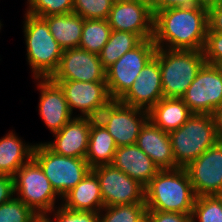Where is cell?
<instances>
[{
  "label": "cell",
  "mask_w": 222,
  "mask_h": 222,
  "mask_svg": "<svg viewBox=\"0 0 222 222\" xmlns=\"http://www.w3.org/2000/svg\"><path fill=\"white\" fill-rule=\"evenodd\" d=\"M208 30L207 6L168 8L154 14L157 48L203 51Z\"/></svg>",
  "instance_id": "1"
},
{
  "label": "cell",
  "mask_w": 222,
  "mask_h": 222,
  "mask_svg": "<svg viewBox=\"0 0 222 222\" xmlns=\"http://www.w3.org/2000/svg\"><path fill=\"white\" fill-rule=\"evenodd\" d=\"M196 195L185 168L160 170L145 187L147 210L192 215Z\"/></svg>",
  "instance_id": "2"
},
{
  "label": "cell",
  "mask_w": 222,
  "mask_h": 222,
  "mask_svg": "<svg viewBox=\"0 0 222 222\" xmlns=\"http://www.w3.org/2000/svg\"><path fill=\"white\" fill-rule=\"evenodd\" d=\"M24 15L23 33L32 77L51 78L59 66L63 49L50 33L47 22L42 17L27 12Z\"/></svg>",
  "instance_id": "3"
},
{
  "label": "cell",
  "mask_w": 222,
  "mask_h": 222,
  "mask_svg": "<svg viewBox=\"0 0 222 222\" xmlns=\"http://www.w3.org/2000/svg\"><path fill=\"white\" fill-rule=\"evenodd\" d=\"M165 98H182L205 63L203 51L157 48Z\"/></svg>",
  "instance_id": "4"
},
{
  "label": "cell",
  "mask_w": 222,
  "mask_h": 222,
  "mask_svg": "<svg viewBox=\"0 0 222 222\" xmlns=\"http://www.w3.org/2000/svg\"><path fill=\"white\" fill-rule=\"evenodd\" d=\"M168 134L179 168H185L219 141L212 114H192L180 128Z\"/></svg>",
  "instance_id": "5"
},
{
  "label": "cell",
  "mask_w": 222,
  "mask_h": 222,
  "mask_svg": "<svg viewBox=\"0 0 222 222\" xmlns=\"http://www.w3.org/2000/svg\"><path fill=\"white\" fill-rule=\"evenodd\" d=\"M13 180L16 197L37 215L50 213L58 199L62 200L33 157L14 174Z\"/></svg>",
  "instance_id": "6"
},
{
  "label": "cell",
  "mask_w": 222,
  "mask_h": 222,
  "mask_svg": "<svg viewBox=\"0 0 222 222\" xmlns=\"http://www.w3.org/2000/svg\"><path fill=\"white\" fill-rule=\"evenodd\" d=\"M33 158L39 163L52 188L61 198L91 170L86 159L57 154L44 142L35 143Z\"/></svg>",
  "instance_id": "7"
},
{
  "label": "cell",
  "mask_w": 222,
  "mask_h": 222,
  "mask_svg": "<svg viewBox=\"0 0 222 222\" xmlns=\"http://www.w3.org/2000/svg\"><path fill=\"white\" fill-rule=\"evenodd\" d=\"M156 50L153 39L143 40L106 69L107 89L112 100H119L129 90Z\"/></svg>",
  "instance_id": "8"
},
{
  "label": "cell",
  "mask_w": 222,
  "mask_h": 222,
  "mask_svg": "<svg viewBox=\"0 0 222 222\" xmlns=\"http://www.w3.org/2000/svg\"><path fill=\"white\" fill-rule=\"evenodd\" d=\"M112 135L117 147L134 145L149 111L112 100L96 118Z\"/></svg>",
  "instance_id": "9"
},
{
  "label": "cell",
  "mask_w": 222,
  "mask_h": 222,
  "mask_svg": "<svg viewBox=\"0 0 222 222\" xmlns=\"http://www.w3.org/2000/svg\"><path fill=\"white\" fill-rule=\"evenodd\" d=\"M192 114H213L222 106V72L204 63L182 97Z\"/></svg>",
  "instance_id": "10"
},
{
  "label": "cell",
  "mask_w": 222,
  "mask_h": 222,
  "mask_svg": "<svg viewBox=\"0 0 222 222\" xmlns=\"http://www.w3.org/2000/svg\"><path fill=\"white\" fill-rule=\"evenodd\" d=\"M91 170L98 177L104 206L145 203V187L112 164Z\"/></svg>",
  "instance_id": "11"
},
{
  "label": "cell",
  "mask_w": 222,
  "mask_h": 222,
  "mask_svg": "<svg viewBox=\"0 0 222 222\" xmlns=\"http://www.w3.org/2000/svg\"><path fill=\"white\" fill-rule=\"evenodd\" d=\"M107 20L111 30L135 33L142 40L153 37L150 0H115Z\"/></svg>",
  "instance_id": "12"
},
{
  "label": "cell",
  "mask_w": 222,
  "mask_h": 222,
  "mask_svg": "<svg viewBox=\"0 0 222 222\" xmlns=\"http://www.w3.org/2000/svg\"><path fill=\"white\" fill-rule=\"evenodd\" d=\"M63 90L69 109H78L77 116L96 119L112 101L106 82H81L72 80H52Z\"/></svg>",
  "instance_id": "13"
},
{
  "label": "cell",
  "mask_w": 222,
  "mask_h": 222,
  "mask_svg": "<svg viewBox=\"0 0 222 222\" xmlns=\"http://www.w3.org/2000/svg\"><path fill=\"white\" fill-rule=\"evenodd\" d=\"M185 170L196 197L222 195V141L190 162Z\"/></svg>",
  "instance_id": "14"
},
{
  "label": "cell",
  "mask_w": 222,
  "mask_h": 222,
  "mask_svg": "<svg viewBox=\"0 0 222 222\" xmlns=\"http://www.w3.org/2000/svg\"><path fill=\"white\" fill-rule=\"evenodd\" d=\"M51 80L106 82V69L100 57L80 47L63 50L59 66Z\"/></svg>",
  "instance_id": "15"
},
{
  "label": "cell",
  "mask_w": 222,
  "mask_h": 222,
  "mask_svg": "<svg viewBox=\"0 0 222 222\" xmlns=\"http://www.w3.org/2000/svg\"><path fill=\"white\" fill-rule=\"evenodd\" d=\"M161 69L153 57L140 71L129 90L118 100L120 103L149 111L163 98Z\"/></svg>",
  "instance_id": "16"
},
{
  "label": "cell",
  "mask_w": 222,
  "mask_h": 222,
  "mask_svg": "<svg viewBox=\"0 0 222 222\" xmlns=\"http://www.w3.org/2000/svg\"><path fill=\"white\" fill-rule=\"evenodd\" d=\"M40 92L39 115L52 134L60 131L73 117L63 90L50 78L35 79Z\"/></svg>",
  "instance_id": "17"
},
{
  "label": "cell",
  "mask_w": 222,
  "mask_h": 222,
  "mask_svg": "<svg viewBox=\"0 0 222 222\" xmlns=\"http://www.w3.org/2000/svg\"><path fill=\"white\" fill-rule=\"evenodd\" d=\"M94 120V118L75 115L60 131L53 134L54 141L44 143L57 154L85 159L90 127Z\"/></svg>",
  "instance_id": "18"
},
{
  "label": "cell",
  "mask_w": 222,
  "mask_h": 222,
  "mask_svg": "<svg viewBox=\"0 0 222 222\" xmlns=\"http://www.w3.org/2000/svg\"><path fill=\"white\" fill-rule=\"evenodd\" d=\"M135 144L160 170L179 168L175 163L169 134L150 119L141 128Z\"/></svg>",
  "instance_id": "19"
},
{
  "label": "cell",
  "mask_w": 222,
  "mask_h": 222,
  "mask_svg": "<svg viewBox=\"0 0 222 222\" xmlns=\"http://www.w3.org/2000/svg\"><path fill=\"white\" fill-rule=\"evenodd\" d=\"M112 165L144 187L160 171L152 159L136 144L117 147Z\"/></svg>",
  "instance_id": "20"
},
{
  "label": "cell",
  "mask_w": 222,
  "mask_h": 222,
  "mask_svg": "<svg viewBox=\"0 0 222 222\" xmlns=\"http://www.w3.org/2000/svg\"><path fill=\"white\" fill-rule=\"evenodd\" d=\"M61 201V205L67 209L100 212L104 204L96 174L90 170L74 188L62 197Z\"/></svg>",
  "instance_id": "21"
},
{
  "label": "cell",
  "mask_w": 222,
  "mask_h": 222,
  "mask_svg": "<svg viewBox=\"0 0 222 222\" xmlns=\"http://www.w3.org/2000/svg\"><path fill=\"white\" fill-rule=\"evenodd\" d=\"M35 144L19 138L16 132L9 131L0 139V175L13 177L14 174L33 157Z\"/></svg>",
  "instance_id": "22"
},
{
  "label": "cell",
  "mask_w": 222,
  "mask_h": 222,
  "mask_svg": "<svg viewBox=\"0 0 222 222\" xmlns=\"http://www.w3.org/2000/svg\"><path fill=\"white\" fill-rule=\"evenodd\" d=\"M191 115L182 98L163 97L149 110V119L167 133L180 128Z\"/></svg>",
  "instance_id": "23"
},
{
  "label": "cell",
  "mask_w": 222,
  "mask_h": 222,
  "mask_svg": "<svg viewBox=\"0 0 222 222\" xmlns=\"http://www.w3.org/2000/svg\"><path fill=\"white\" fill-rule=\"evenodd\" d=\"M50 33L63 50L77 48L81 42L84 19L75 14H58L42 17Z\"/></svg>",
  "instance_id": "24"
},
{
  "label": "cell",
  "mask_w": 222,
  "mask_h": 222,
  "mask_svg": "<svg viewBox=\"0 0 222 222\" xmlns=\"http://www.w3.org/2000/svg\"><path fill=\"white\" fill-rule=\"evenodd\" d=\"M117 145L112 135L95 119L91 123L86 161L92 169L97 166L112 164Z\"/></svg>",
  "instance_id": "25"
},
{
  "label": "cell",
  "mask_w": 222,
  "mask_h": 222,
  "mask_svg": "<svg viewBox=\"0 0 222 222\" xmlns=\"http://www.w3.org/2000/svg\"><path fill=\"white\" fill-rule=\"evenodd\" d=\"M142 41L135 33L111 30L108 42L99 54L103 67L107 69L123 54L134 49Z\"/></svg>",
  "instance_id": "26"
},
{
  "label": "cell",
  "mask_w": 222,
  "mask_h": 222,
  "mask_svg": "<svg viewBox=\"0 0 222 222\" xmlns=\"http://www.w3.org/2000/svg\"><path fill=\"white\" fill-rule=\"evenodd\" d=\"M111 27L108 20L91 19L84 20L82 38L79 47L99 55L108 42Z\"/></svg>",
  "instance_id": "27"
},
{
  "label": "cell",
  "mask_w": 222,
  "mask_h": 222,
  "mask_svg": "<svg viewBox=\"0 0 222 222\" xmlns=\"http://www.w3.org/2000/svg\"><path fill=\"white\" fill-rule=\"evenodd\" d=\"M146 215L145 203L104 206L99 212V222H141Z\"/></svg>",
  "instance_id": "28"
},
{
  "label": "cell",
  "mask_w": 222,
  "mask_h": 222,
  "mask_svg": "<svg viewBox=\"0 0 222 222\" xmlns=\"http://www.w3.org/2000/svg\"><path fill=\"white\" fill-rule=\"evenodd\" d=\"M191 219L192 222H222V195L196 197Z\"/></svg>",
  "instance_id": "29"
},
{
  "label": "cell",
  "mask_w": 222,
  "mask_h": 222,
  "mask_svg": "<svg viewBox=\"0 0 222 222\" xmlns=\"http://www.w3.org/2000/svg\"><path fill=\"white\" fill-rule=\"evenodd\" d=\"M115 0H73V13L84 20H107Z\"/></svg>",
  "instance_id": "30"
},
{
  "label": "cell",
  "mask_w": 222,
  "mask_h": 222,
  "mask_svg": "<svg viewBox=\"0 0 222 222\" xmlns=\"http://www.w3.org/2000/svg\"><path fill=\"white\" fill-rule=\"evenodd\" d=\"M27 13L46 17L73 12V0H27Z\"/></svg>",
  "instance_id": "31"
},
{
  "label": "cell",
  "mask_w": 222,
  "mask_h": 222,
  "mask_svg": "<svg viewBox=\"0 0 222 222\" xmlns=\"http://www.w3.org/2000/svg\"><path fill=\"white\" fill-rule=\"evenodd\" d=\"M37 214L14 196L0 205V222H32Z\"/></svg>",
  "instance_id": "32"
},
{
  "label": "cell",
  "mask_w": 222,
  "mask_h": 222,
  "mask_svg": "<svg viewBox=\"0 0 222 222\" xmlns=\"http://www.w3.org/2000/svg\"><path fill=\"white\" fill-rule=\"evenodd\" d=\"M47 215L53 222H99V212L71 210L61 204Z\"/></svg>",
  "instance_id": "33"
},
{
  "label": "cell",
  "mask_w": 222,
  "mask_h": 222,
  "mask_svg": "<svg viewBox=\"0 0 222 222\" xmlns=\"http://www.w3.org/2000/svg\"><path fill=\"white\" fill-rule=\"evenodd\" d=\"M203 53L205 63L217 65L222 62V33L207 30Z\"/></svg>",
  "instance_id": "34"
},
{
  "label": "cell",
  "mask_w": 222,
  "mask_h": 222,
  "mask_svg": "<svg viewBox=\"0 0 222 222\" xmlns=\"http://www.w3.org/2000/svg\"><path fill=\"white\" fill-rule=\"evenodd\" d=\"M153 15L168 8L207 6L208 0H150Z\"/></svg>",
  "instance_id": "35"
},
{
  "label": "cell",
  "mask_w": 222,
  "mask_h": 222,
  "mask_svg": "<svg viewBox=\"0 0 222 222\" xmlns=\"http://www.w3.org/2000/svg\"><path fill=\"white\" fill-rule=\"evenodd\" d=\"M208 29L222 33V0H208Z\"/></svg>",
  "instance_id": "36"
},
{
  "label": "cell",
  "mask_w": 222,
  "mask_h": 222,
  "mask_svg": "<svg viewBox=\"0 0 222 222\" xmlns=\"http://www.w3.org/2000/svg\"><path fill=\"white\" fill-rule=\"evenodd\" d=\"M147 216L152 222H192L191 215L176 212L147 210Z\"/></svg>",
  "instance_id": "37"
},
{
  "label": "cell",
  "mask_w": 222,
  "mask_h": 222,
  "mask_svg": "<svg viewBox=\"0 0 222 222\" xmlns=\"http://www.w3.org/2000/svg\"><path fill=\"white\" fill-rule=\"evenodd\" d=\"M15 196L13 177L0 175V205Z\"/></svg>",
  "instance_id": "38"
},
{
  "label": "cell",
  "mask_w": 222,
  "mask_h": 222,
  "mask_svg": "<svg viewBox=\"0 0 222 222\" xmlns=\"http://www.w3.org/2000/svg\"><path fill=\"white\" fill-rule=\"evenodd\" d=\"M212 115L215 121L217 137L219 141H222V106L218 107Z\"/></svg>",
  "instance_id": "39"
},
{
  "label": "cell",
  "mask_w": 222,
  "mask_h": 222,
  "mask_svg": "<svg viewBox=\"0 0 222 222\" xmlns=\"http://www.w3.org/2000/svg\"><path fill=\"white\" fill-rule=\"evenodd\" d=\"M32 222H53L47 214L37 215Z\"/></svg>",
  "instance_id": "40"
},
{
  "label": "cell",
  "mask_w": 222,
  "mask_h": 222,
  "mask_svg": "<svg viewBox=\"0 0 222 222\" xmlns=\"http://www.w3.org/2000/svg\"><path fill=\"white\" fill-rule=\"evenodd\" d=\"M141 222H152V220L146 215Z\"/></svg>",
  "instance_id": "41"
},
{
  "label": "cell",
  "mask_w": 222,
  "mask_h": 222,
  "mask_svg": "<svg viewBox=\"0 0 222 222\" xmlns=\"http://www.w3.org/2000/svg\"><path fill=\"white\" fill-rule=\"evenodd\" d=\"M217 66L219 67L220 71L222 72V62L217 64Z\"/></svg>",
  "instance_id": "42"
}]
</instances>
